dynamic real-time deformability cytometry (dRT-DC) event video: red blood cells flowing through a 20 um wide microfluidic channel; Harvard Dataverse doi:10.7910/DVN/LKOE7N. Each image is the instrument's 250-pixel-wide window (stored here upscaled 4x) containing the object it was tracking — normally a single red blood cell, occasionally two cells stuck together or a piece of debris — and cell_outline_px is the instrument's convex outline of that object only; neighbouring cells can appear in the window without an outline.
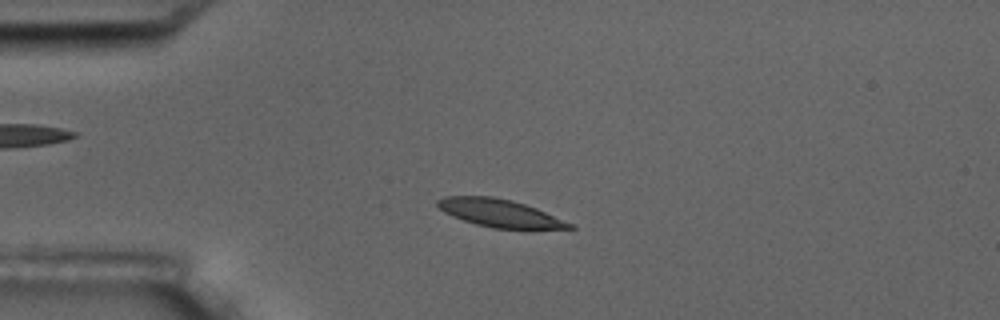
{"species": "common noctule bat (a hibernating species)", "species_latin": "Nyctalus noctula", "temperature_condition": "room temperature", "stored_images_in_passage": 2, "camera_frame_rate_fps": 3000, "um_per_image_px": 0.085, "animal": {"sex": "male", "body_mass_g": 17.5, "forearm_length_mm": 52.3}, "frame": {"image": 1, "passage_image": 2, "time_ms": 1.333, "image_size_px": [1000, 320], "cell_outline_px": [[576, 228], [524, 232], [492, 228], [476, 224], [452, 216], [444, 212], [436, 204], [436, 200], [444, 196], [492, 196], [512, 200], [536, 208], [576, 224]], "centroid_in_image_um": [42.62, 18.18], "position_along_channel_um": 42.4, "area_um2": 22.43}}